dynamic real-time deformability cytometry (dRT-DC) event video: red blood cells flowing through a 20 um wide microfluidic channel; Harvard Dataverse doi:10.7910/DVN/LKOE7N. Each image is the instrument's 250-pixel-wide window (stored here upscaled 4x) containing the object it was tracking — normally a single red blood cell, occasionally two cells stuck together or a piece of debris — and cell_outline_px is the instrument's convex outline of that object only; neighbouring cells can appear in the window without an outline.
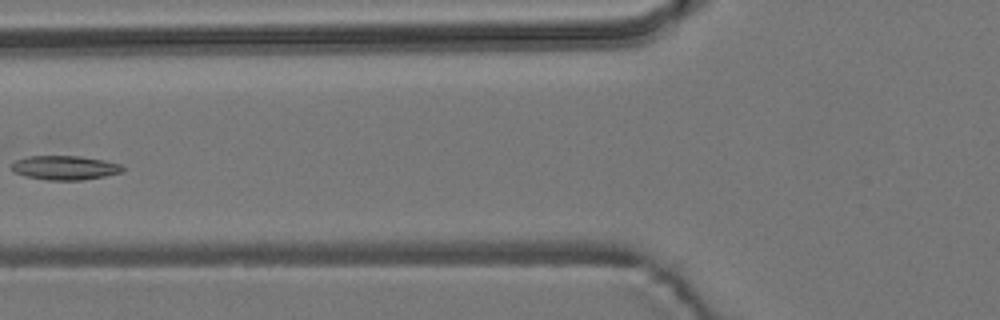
{"species": "common noctule bat (a hibernating species)", "species_latin": "Nyctalus noctula", "temperature_condition": "room temperature", "stored_images_in_passage": 8, "camera_frame_rate_fps": 3000, "um_per_image_px": 0.085, "animal": {"sex": "male", "body_mass_g": 19.2, "forearm_length_mm": 51.8}, "frame": {"image": 1, "passage_image": 6, "time_ms": 1.667, "image_size_px": [1000, 320], "cell_outline_px": [[124, 172], [104, 176], [80, 180], [48, 180], [24, 176], [16, 172], [12, 168], [12, 164], [16, 160], [28, 156], [80, 156], [104, 160], [120, 164], [124, 168]], "centroid_in_image_um": [5.54, 14.25], "position_along_channel_um": 120.3, "area_um2": 15.55}}
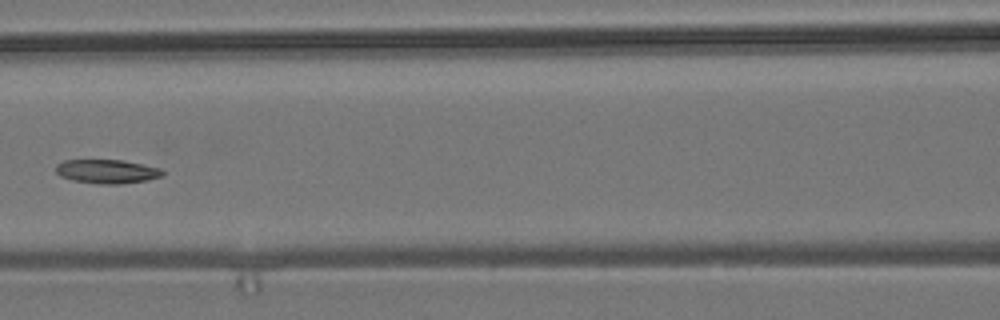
{"frame": {"image": 2, "passage_image": 7, "time_ms": 2.0, "image_size_px": [1000, 320], "cell_outline_px": [[164, 176], [148, 180], [120, 184], [100, 184], [72, 180], [60, 176], [56, 172], [56, 164], [64, 160], [120, 160], [144, 164], [160, 168], [164, 172]], "centroid_in_image_um": [9.11, 14.57], "position_along_channel_um": 157.5, "area_um2": 14.97}}
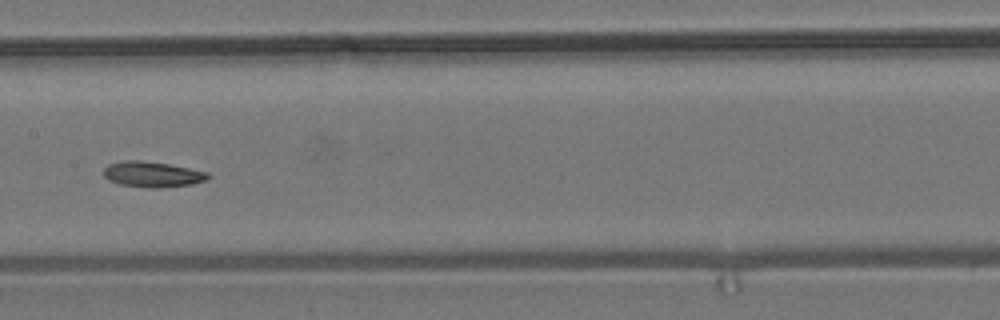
{"frame": {"image": 3, "passage_image": 8, "time_ms": 2.333, "image_size_px": [1000, 320], "cell_outline_px": [[212, 176], [204, 180], [192, 184], [160, 188], [148, 188], [120, 184], [108, 180], [104, 176], [104, 168], [108, 164], [124, 160], [140, 160], [168, 164], [208, 172]], "centroid_in_image_um": [12.94, 14.82], "position_along_channel_um": 194.5, "area_um2": 15.55}}